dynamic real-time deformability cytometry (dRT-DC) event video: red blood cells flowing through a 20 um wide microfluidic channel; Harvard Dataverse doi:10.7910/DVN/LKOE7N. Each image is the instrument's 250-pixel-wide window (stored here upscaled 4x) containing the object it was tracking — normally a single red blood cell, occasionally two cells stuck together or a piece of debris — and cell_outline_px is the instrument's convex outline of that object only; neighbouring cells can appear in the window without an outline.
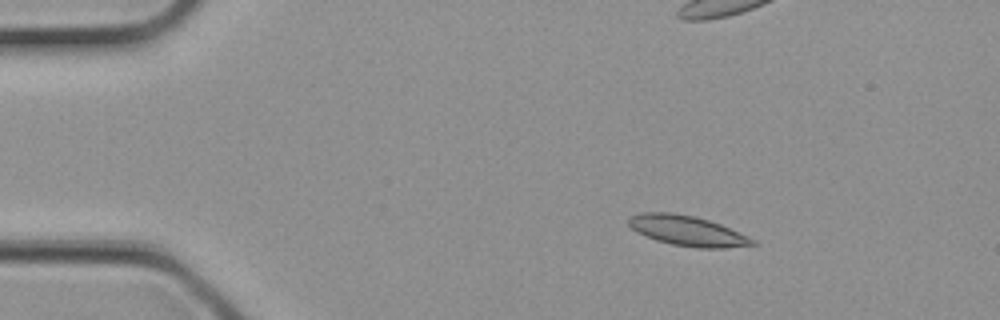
{"species": "common noctule bat (a hibernating species)", "species_latin": "Nyctalus noctula", "temperature_condition": "cold", "stored_images_in_passage": 2, "camera_frame_rate_fps": 3000, "um_per_image_px": 0.085, "animal": {"sex": "female", "body_mass_g": 21.9}, "frame": {"image": 1, "passage_image": 2, "time_ms": 0.333, "image_size_px": [1000, 320], "cell_outline_px": [[756, 244], [724, 248], [696, 248], [672, 244], [656, 240], [636, 232], [628, 224], [628, 216], [640, 212], [672, 212], [692, 216], [708, 220], [720, 224], [748, 236], [756, 240]], "centroid_in_image_um": [58.38, 19.61], "position_along_channel_um": 26.6, "area_um2": 21.73}}